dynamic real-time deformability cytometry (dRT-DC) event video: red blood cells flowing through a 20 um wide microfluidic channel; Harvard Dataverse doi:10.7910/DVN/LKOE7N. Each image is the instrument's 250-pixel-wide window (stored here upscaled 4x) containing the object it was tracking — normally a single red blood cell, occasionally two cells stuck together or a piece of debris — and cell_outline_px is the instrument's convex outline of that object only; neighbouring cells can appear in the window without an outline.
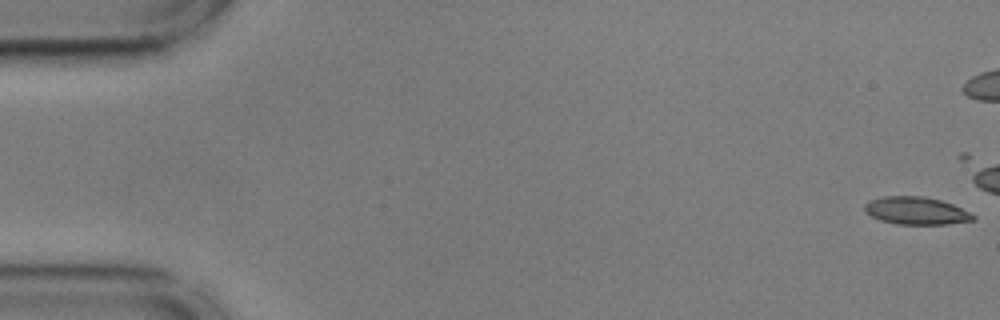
{"species": "common noctule bat (a hibernating species)", "species_latin": "Nyctalus noctula", "temperature_condition": "cold", "stored_images_in_passage": 20, "camera_frame_rate_fps": 3000, "um_per_image_px": 0.085, "animal": {"sex": "male", "body_mass_g": 17.9, "forearm_length_mm": 54.2}, "frame": {"image": 1, "passage_image": 1, "time_ms": 0.0, "image_size_px": [1000, 320], "cell_outline_px": [[976, 220], [948, 224], [896, 224], [880, 220], [864, 212], [864, 204], [868, 200], [884, 196], [924, 196], [940, 200], [952, 204], [976, 216]], "centroid_in_image_um": [77.84, 17.91], "position_along_channel_um": 7.2, "area_um2": 17.51}}